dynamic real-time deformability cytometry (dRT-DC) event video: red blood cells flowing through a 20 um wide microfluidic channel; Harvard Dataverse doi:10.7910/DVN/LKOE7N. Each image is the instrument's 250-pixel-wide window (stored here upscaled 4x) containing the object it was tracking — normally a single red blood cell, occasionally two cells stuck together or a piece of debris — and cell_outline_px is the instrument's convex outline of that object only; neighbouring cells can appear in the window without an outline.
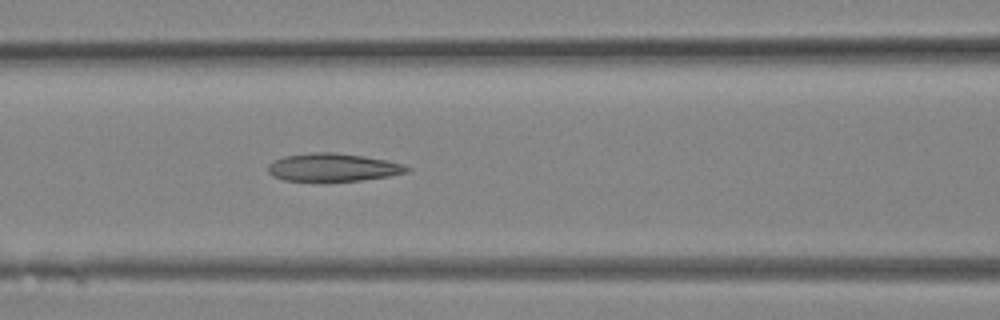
{"species": "Egyptian fruit bat (a non-hibernating species)", "species_latin": "Rousettus aegyptiacus", "temperature_condition": "room temperature", "stored_images_in_passage": 12, "camera_frame_rate_fps": 3000, "um_per_image_px": 0.085, "animal": {"sex": "female"}, "frame": {"image": 1, "passage_image": 12, "time_ms": 3.667, "image_size_px": [1000, 320], "cell_outline_px": [[412, 168], [408, 172], [388, 176], [360, 180], [284, 180], [272, 176], [268, 172], [268, 164], [272, 160], [284, 156], [312, 152], [336, 152], [364, 156], [388, 160], [404, 164]], "centroid_in_image_um": [28.31, 14.2], "position_along_channel_um": 138.3, "area_um2": 22.6}}